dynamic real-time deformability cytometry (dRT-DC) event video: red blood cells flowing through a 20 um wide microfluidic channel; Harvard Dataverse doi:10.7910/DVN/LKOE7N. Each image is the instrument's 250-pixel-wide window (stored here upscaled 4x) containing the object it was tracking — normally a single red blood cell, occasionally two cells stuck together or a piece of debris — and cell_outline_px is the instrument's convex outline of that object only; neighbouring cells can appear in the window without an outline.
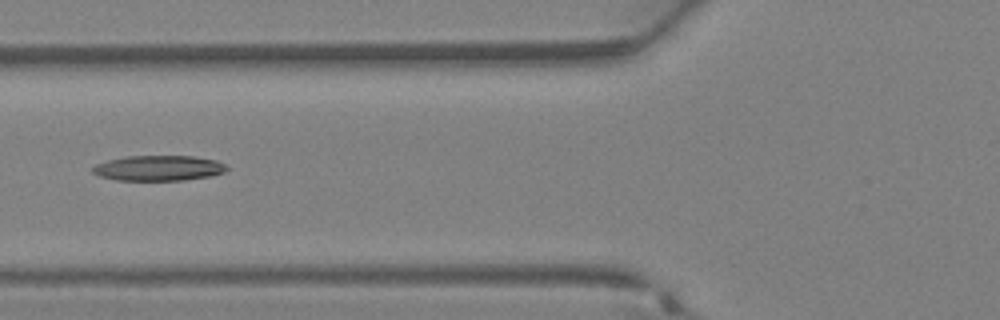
{"species": "Egyptian fruit bat (a non-hibernating species)", "species_latin": "Rousettus aegyptiacus", "temperature_condition": "warm", "stored_images_in_passage": 35, "segment_of_instrument_passage": [1, 2], "camera_frame_rate_fps": 3000, "um_per_image_px": 0.085, "animal": {"sex": "female"}, "frame": {"image": 1, "passage_image": 12, "time_ms": 3.667, "image_size_px": [1000, 320], "cell_outline_px": [[228, 168], [224, 172], [212, 176], [184, 180], [116, 180], [100, 176], [92, 172], [92, 168], [96, 164], [108, 160], [124, 156], [192, 156], [216, 160], [224, 164]], "centroid_in_image_um": [13.48, 14.29], "position_along_channel_um": 112.3, "area_um2": 19.77}}
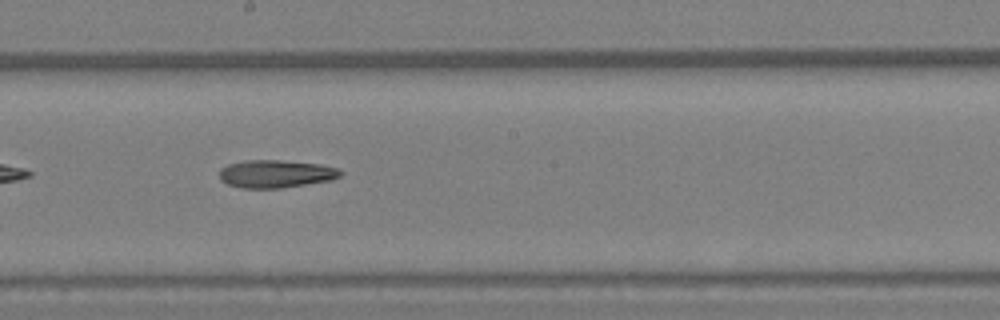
{"frame": {"image": 2, "passage_image": 18, "time_ms": 5.667, "image_size_px": [1000, 320], "cell_outline_px": [[344, 172], [340, 176], [332, 180], [280, 188], [244, 188], [228, 184], [220, 180], [220, 168], [228, 164], [248, 160], [280, 160], [320, 164], [336, 168]], "centroid_in_image_um": [23.45, 14.77], "position_along_channel_um": 224.8, "area_um2": 19.54}}
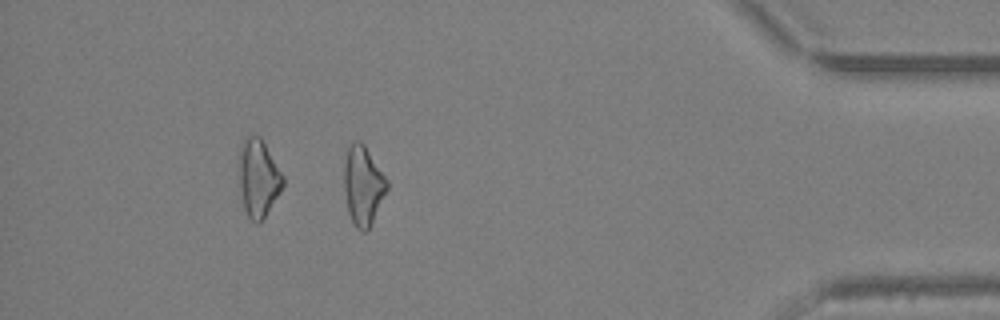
{"frame": {"image": 3, "passage_image": 30, "time_ms": 9.667, "image_size_px": [1000, 320], "cell_outline_px": [[388, 188], [368, 228], [364, 232], [356, 228], [348, 212], [344, 188], [344, 160], [348, 148], [356, 140], [360, 140], [364, 144], [388, 180]], "centroid_in_image_um": [30.85, 15.73], "position_along_channel_um": 404.4, "area_um2": 19.48}}